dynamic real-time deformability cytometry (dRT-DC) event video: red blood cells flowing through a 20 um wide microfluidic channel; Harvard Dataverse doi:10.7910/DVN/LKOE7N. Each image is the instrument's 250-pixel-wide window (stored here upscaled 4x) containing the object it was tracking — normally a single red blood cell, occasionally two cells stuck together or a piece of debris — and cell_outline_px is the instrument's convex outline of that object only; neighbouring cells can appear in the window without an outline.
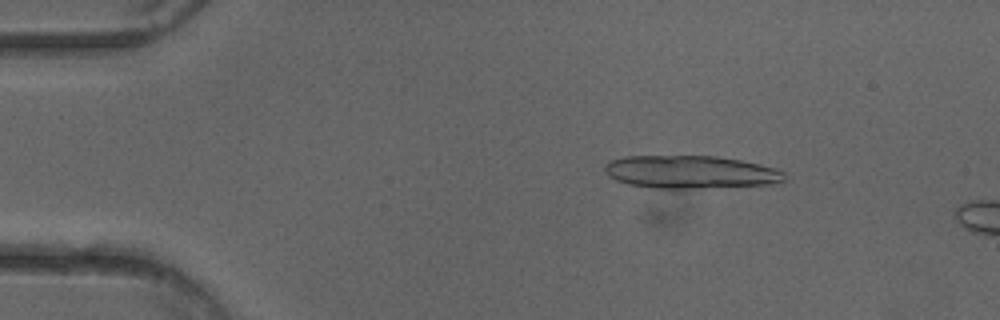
{"species": "common noctule bat (a hibernating species)", "species_latin": "Nyctalus noctula", "temperature_condition": "cold", "stored_images_in_passage": 5, "camera_frame_rate_fps": 3000, "um_per_image_px": 0.085, "animal": {"sex": "female"}, "frame": {"image": 1, "passage_image": 1, "time_ms": 0.0, "image_size_px": [1000, 320], "cell_outline_px": [[784, 180], [772, 184], [700, 188], [648, 188], [628, 184], [616, 180], [608, 176], [604, 168], [604, 164], [612, 160], [624, 156], [716, 156], [740, 160], [760, 164], [784, 172]], "centroid_in_image_um": [58.64, 14.62], "position_along_channel_um": 26.4, "area_um2": 34.39}}